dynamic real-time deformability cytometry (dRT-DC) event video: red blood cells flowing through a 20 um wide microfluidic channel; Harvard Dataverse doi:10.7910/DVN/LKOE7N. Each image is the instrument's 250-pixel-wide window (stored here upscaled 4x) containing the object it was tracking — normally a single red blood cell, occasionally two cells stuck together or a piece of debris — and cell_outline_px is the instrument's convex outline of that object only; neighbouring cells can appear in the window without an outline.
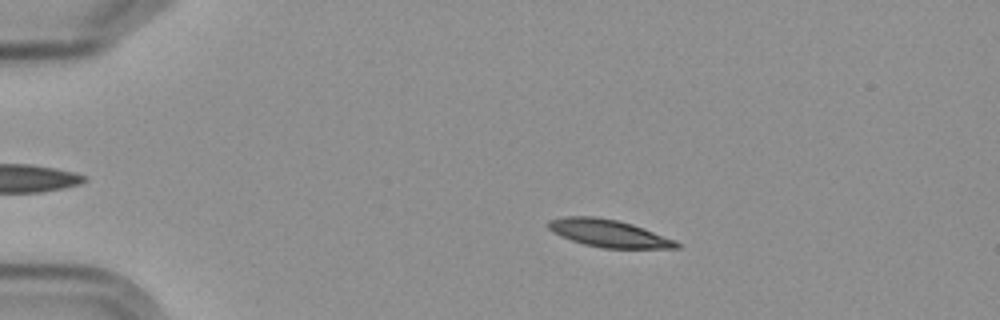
{"species": "Egyptian fruit bat (a non-hibernating species)", "species_latin": "Rousettus aegyptiacus", "temperature_condition": "cold", "stored_images_in_passage": 5, "camera_frame_rate_fps": 3000, "um_per_image_px": 0.085, "frame": {"image": 1, "passage_image": 3, "time_ms": 2.333, "image_size_px": [1000, 320], "cell_outline_px": [[680, 248], [604, 248], [584, 244], [560, 236], [552, 232], [548, 228], [548, 220], [564, 216], [592, 216], [616, 220], [632, 224], [644, 228], [676, 240], [680, 244]], "centroid_in_image_um": [51.73, 19.83], "position_along_channel_um": 33.3, "area_um2": 20.46}}